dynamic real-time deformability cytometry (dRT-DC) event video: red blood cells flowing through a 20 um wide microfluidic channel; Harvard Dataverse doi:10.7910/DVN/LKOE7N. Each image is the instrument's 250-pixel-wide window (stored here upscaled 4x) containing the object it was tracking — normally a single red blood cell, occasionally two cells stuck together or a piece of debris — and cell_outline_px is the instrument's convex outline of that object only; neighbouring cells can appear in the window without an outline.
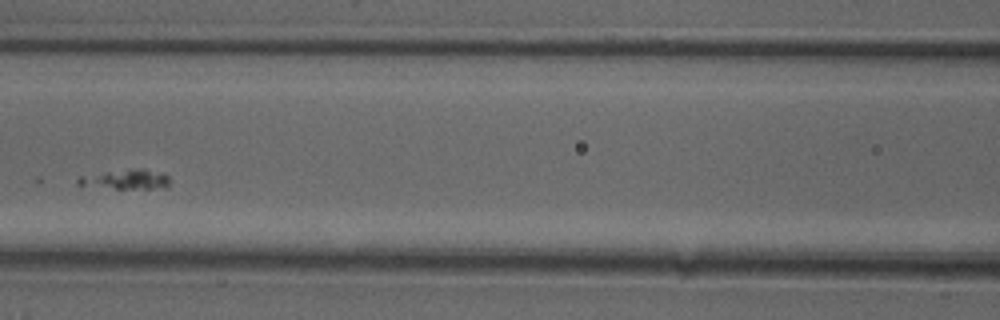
{"species": "common noctule bat (a hibernating species)", "species_latin": "Nyctalus noctula", "temperature_condition": "cold", "stored_images_in_passage": 6, "camera_frame_rate_fps": 3000, "um_per_image_px": 0.085, "animal": {"sex": "female"}, "frame": {"image": 1, "passage_image": 5, "time_ms": 1.333, "image_size_px": [1000, 320], "cell_outline_px": [[168, 188], [116, 188], [76, 184], [76, 180], [80, 176], [104, 172], [140, 168], [144, 168], [168, 176]], "centroid_in_image_um": [10.71, 15.24], "position_along_channel_um": 155.9, "area_um2": 10.17}}